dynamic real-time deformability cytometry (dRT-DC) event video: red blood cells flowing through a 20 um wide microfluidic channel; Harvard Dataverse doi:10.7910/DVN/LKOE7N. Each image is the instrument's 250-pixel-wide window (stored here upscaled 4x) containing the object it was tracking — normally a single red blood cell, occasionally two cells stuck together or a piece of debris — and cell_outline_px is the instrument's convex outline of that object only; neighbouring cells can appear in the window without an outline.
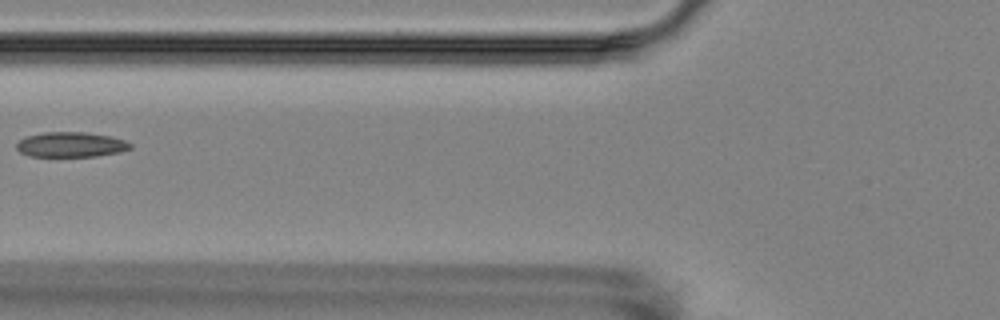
{"species": "Egyptian fruit bat (a non-hibernating species)", "species_latin": "Rousettus aegyptiacus", "temperature_condition": "room temperature", "stored_images_in_passage": 6, "camera_frame_rate_fps": 3000, "um_per_image_px": 0.085, "animal": {"sex": "female"}, "frame": {"image": 1, "passage_image": 6, "time_ms": 6.667, "image_size_px": [1000, 320], "cell_outline_px": [[132, 148], [120, 152], [96, 156], [28, 156], [20, 152], [16, 148], [16, 144], [24, 136], [44, 132], [84, 132], [108, 136], [124, 140], [132, 144]], "centroid_in_image_um": [6.0, 12.29], "position_along_channel_um": 119.8, "area_um2": 16.59}}